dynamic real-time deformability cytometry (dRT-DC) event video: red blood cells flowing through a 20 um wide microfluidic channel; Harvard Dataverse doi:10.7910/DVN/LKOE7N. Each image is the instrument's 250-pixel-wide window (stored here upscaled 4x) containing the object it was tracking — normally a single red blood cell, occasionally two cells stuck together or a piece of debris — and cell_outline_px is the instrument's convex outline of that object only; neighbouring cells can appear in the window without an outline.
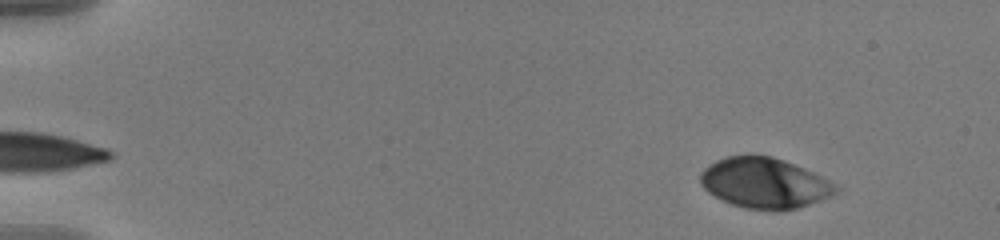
{"species": "human", "species_latin": "Homo sapiens", "temperature_condition": "warm", "stored_images_in_passage": 54, "camera_frame_rate_fps": 3000, "um_per_image_px": 0.085, "donor": {"sex": "male"}, "frame": {"image": 1, "passage_image": 3, "time_ms": 0.667, "image_size_px": [1000, 240], "cell_outline_px": [[840, 192], [832, 196], [796, 208], [780, 212], [776, 212], [744, 208], [732, 204], [708, 192], [700, 184], [700, 172], [704, 168], [716, 160], [728, 156], [772, 156], [784, 160], [804, 168], [836, 184], [840, 188]], "centroid_in_image_um": [65.0, 15.58], "position_along_channel_um": 20.0, "area_um2": 39.88}}
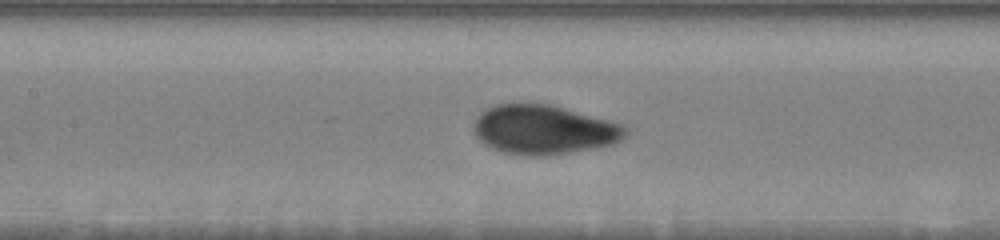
{"frame": {"image": 2, "passage_image": 25, "time_ms": 8.0, "image_size_px": [1000, 240], "cell_outline_px": [[624, 136], [620, 140], [612, 144], [596, 148], [548, 156], [524, 156], [504, 152], [492, 148], [484, 144], [476, 136], [472, 124], [476, 116], [484, 108], [496, 104], [520, 100], [552, 104], [620, 124], [624, 128]], "centroid_in_image_um": [46.11, 10.99], "position_along_channel_um": 161.3, "area_um2": 44.33}}
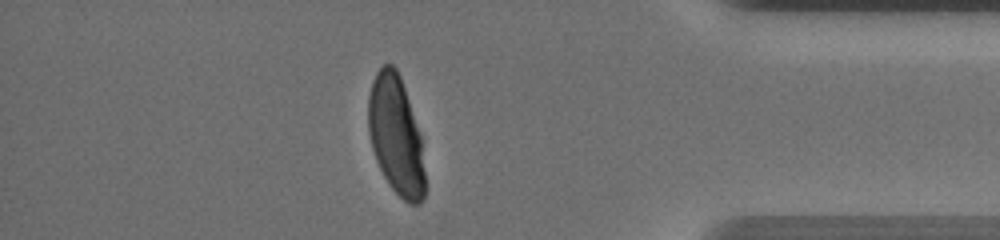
{"frame": {"image": 3, "passage_image": 47, "time_ms": 15.333, "image_size_px": [1000, 240], "cell_outline_px": [[424, 200], [420, 204], [408, 204], [388, 184], [376, 160], [372, 148], [368, 132], [368, 96], [372, 80], [376, 72], [384, 64], [392, 64], [396, 68], [400, 76], [420, 136], [424, 172]], "centroid_in_image_um": [33.62, 11.52], "position_along_channel_um": 401.6, "area_um2": 38.84}, "authors_computed_cell_mechanics": {"area_um2": 40.8935, "velocity_mm_per_s": 3.6017, "shape_relaxation_time_tau1_ms": 4.0005, "shape_relaxation_time_tau2_ms": null, "deformation_change_tau1": 0.1666, "deformation_change_tau2": null}}